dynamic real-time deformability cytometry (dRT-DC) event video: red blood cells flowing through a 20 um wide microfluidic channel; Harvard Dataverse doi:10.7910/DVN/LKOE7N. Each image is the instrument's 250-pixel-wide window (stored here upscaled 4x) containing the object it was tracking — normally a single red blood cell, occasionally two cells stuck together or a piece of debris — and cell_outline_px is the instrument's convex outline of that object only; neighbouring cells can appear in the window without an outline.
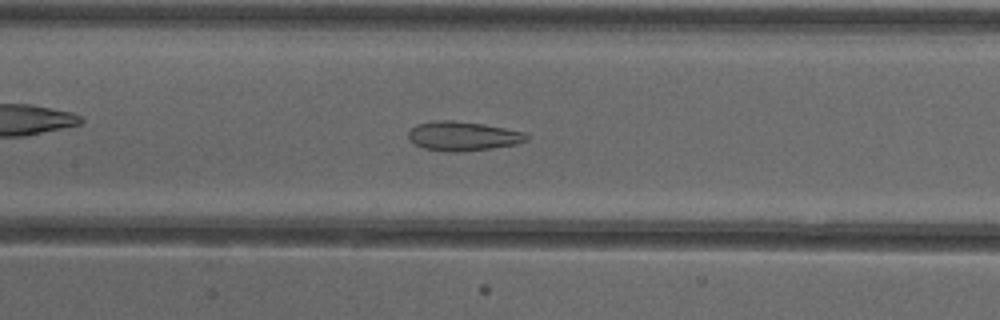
{"species": "common noctule bat (a hibernating species)", "species_latin": "Nyctalus noctula", "temperature_condition": "cold", "stored_images_in_passage": 53, "camera_frame_rate_fps": 3000, "um_per_image_px": 0.085, "animal": {"sex": "female"}, "frame": {"image": 1, "passage_image": 24, "time_ms": 7.667, "image_size_px": [1000, 320], "cell_outline_px": [[528, 140], [516, 144], [488, 148], [452, 152], [424, 148], [416, 144], [408, 136], [408, 132], [416, 124], [432, 120], [452, 120], [484, 124], [524, 132], [528, 136]], "centroid_in_image_um": [39.33, 11.54], "position_along_channel_um": 168.1, "area_um2": 19.83}}
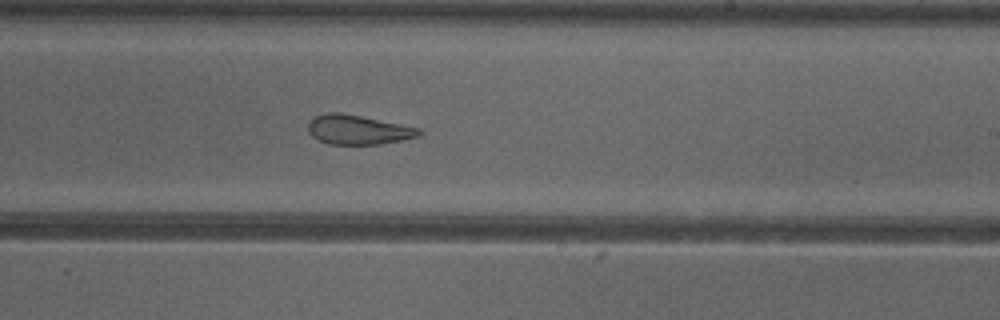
{"frame": {"image": 2, "passage_image": 31, "time_ms": 10.0, "image_size_px": [1000, 320], "cell_outline_px": [[424, 132], [420, 136], [380, 144], [328, 144], [312, 136], [308, 132], [308, 124], [316, 116], [328, 112], [340, 112], [420, 128]], "centroid_in_image_um": [30.45, 11.03], "position_along_channel_um": 258.6, "area_um2": 18.84}}
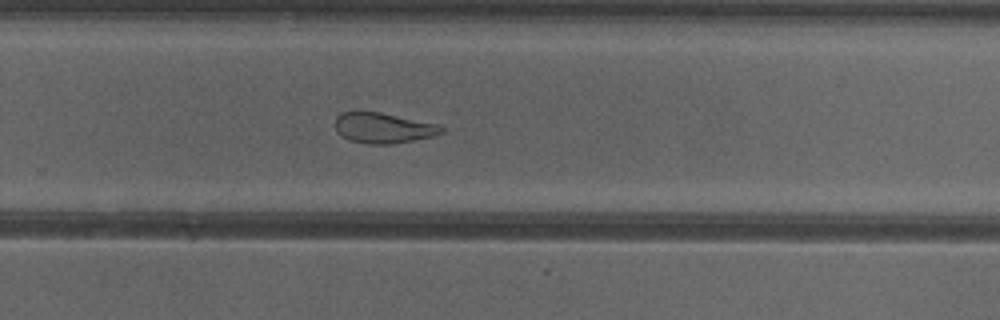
{"frame": {"image": 3, "passage_image": 34, "time_ms": 11.0, "image_size_px": [1000, 320], "cell_outline_px": [[444, 132], [432, 136], [392, 144], [368, 144], [348, 140], [336, 128], [336, 116], [340, 112], [356, 108], [380, 112], [440, 124], [444, 128]], "centroid_in_image_um": [32.55, 10.83], "position_along_channel_um": 297.3, "area_um2": 19.31}}